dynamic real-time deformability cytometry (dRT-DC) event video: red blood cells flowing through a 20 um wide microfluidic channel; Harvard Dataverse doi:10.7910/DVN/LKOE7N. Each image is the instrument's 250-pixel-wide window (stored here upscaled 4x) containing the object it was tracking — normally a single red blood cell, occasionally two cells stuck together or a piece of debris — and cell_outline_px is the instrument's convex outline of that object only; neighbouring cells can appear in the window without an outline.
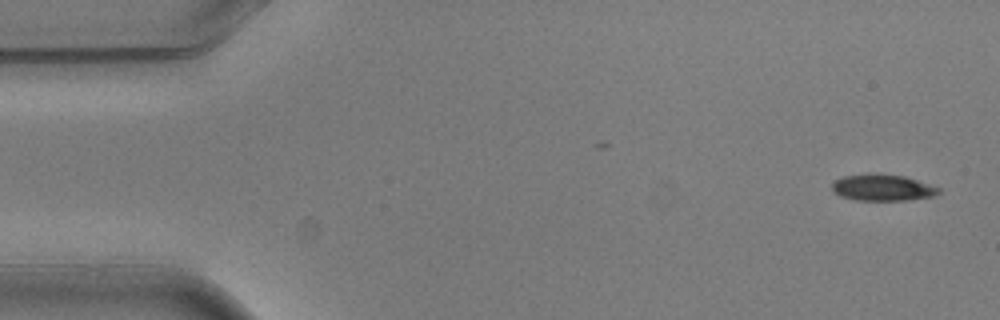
{"species": "common noctule bat (a hibernating species)", "species_latin": "Nyctalus noctula", "temperature_condition": "warm", "stored_images_in_passage": 4, "camera_frame_rate_fps": 3000, "um_per_image_px": 0.085, "animal": {"sex": "male", "body_mass_g": 20.5, "forearm_length_mm": 52.5}, "frame": {"image": 1, "passage_image": 1, "time_ms": 0.0, "image_size_px": [1000, 320], "cell_outline_px": [[940, 192], [932, 196], [908, 200], [856, 200], [840, 196], [832, 188], [832, 184], [836, 180], [844, 176], [868, 172], [880, 172], [904, 176], [940, 188]], "centroid_in_image_um": [74.99, 15.92], "position_along_channel_um": 10.0, "area_um2": 16.53}}
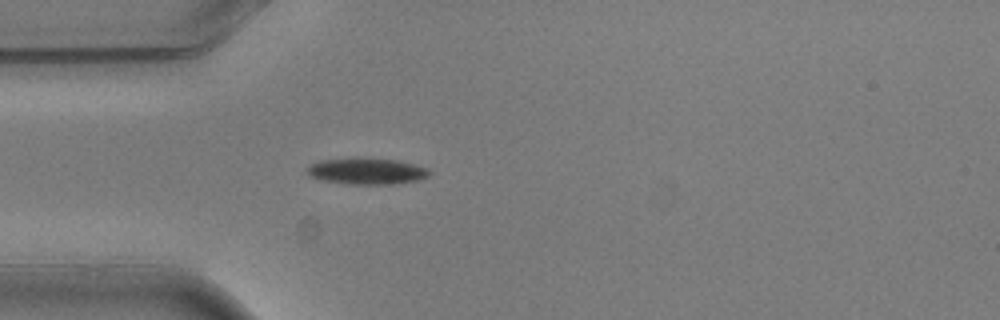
{"frame": {"image": 2, "passage_image": 4, "time_ms": 1.0, "image_size_px": [1000, 320], "cell_outline_px": [[432, 172], [428, 176], [416, 180], [392, 184], [348, 184], [324, 180], [308, 176], [308, 168], [312, 164], [320, 160], [352, 156], [356, 156], [400, 160], [416, 164], [428, 168]], "centroid_in_image_um": [31.19, 14.51], "position_along_channel_um": 53.8, "area_um2": 19.19}}